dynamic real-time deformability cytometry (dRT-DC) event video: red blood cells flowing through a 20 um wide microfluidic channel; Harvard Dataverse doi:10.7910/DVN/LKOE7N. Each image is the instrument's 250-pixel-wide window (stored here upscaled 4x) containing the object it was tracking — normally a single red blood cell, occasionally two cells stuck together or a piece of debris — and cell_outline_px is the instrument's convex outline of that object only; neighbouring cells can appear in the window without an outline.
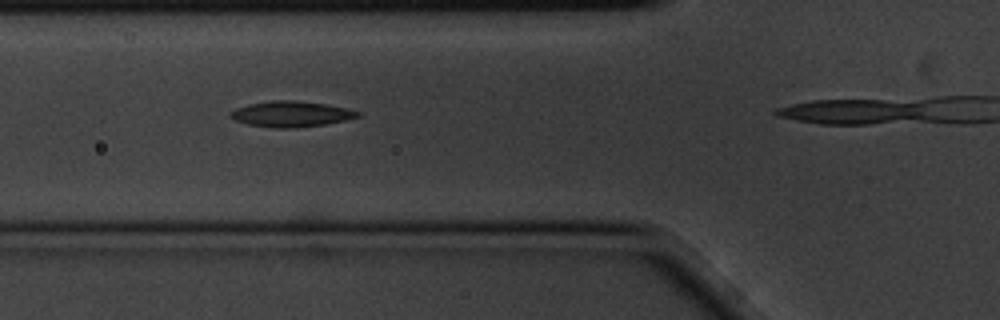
{"species": "common noctule bat (a hibernating species)", "species_latin": "Nyctalus noctula", "temperature_condition": "cold", "stored_images_in_passage": 4, "camera_frame_rate_fps": 3000, "um_per_image_px": 0.085, "animal": {"sex": "male", "body_mass_g": 20.1, "forearm_length_mm": 53.5}, "frame": {"image": 1, "passage_image": 3, "time_ms": 0.667, "image_size_px": [1000, 320], "cell_outline_px": [[360, 116], [344, 120], [324, 124], [296, 128], [272, 128], [248, 124], [236, 120], [228, 116], [228, 112], [236, 108], [248, 104], [272, 100], [296, 100], [324, 104], [348, 108], [360, 112]], "centroid_in_image_um": [24.7, 9.69], "position_along_channel_um": 101.1, "area_um2": 19.07}}